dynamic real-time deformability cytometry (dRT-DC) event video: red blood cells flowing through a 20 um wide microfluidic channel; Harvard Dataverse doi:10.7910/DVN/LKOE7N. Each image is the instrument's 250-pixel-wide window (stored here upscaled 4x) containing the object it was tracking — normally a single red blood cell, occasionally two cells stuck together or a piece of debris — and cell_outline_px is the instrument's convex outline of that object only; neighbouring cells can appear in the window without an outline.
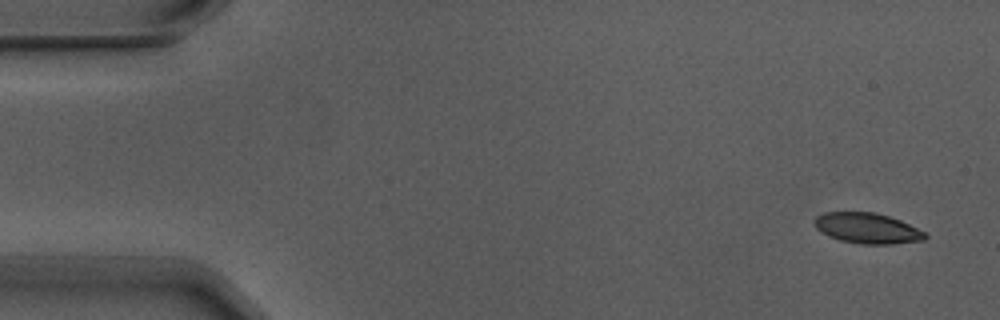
{"species": "Egyptian fruit bat (a non-hibernating species)", "species_latin": "Rousettus aegyptiacus", "temperature_condition": "warm", "stored_images_in_passage": 4, "camera_frame_rate_fps": 3000, "um_per_image_px": 0.085, "animal": {"sex": "male"}, "frame": {"image": 1, "passage_image": 1, "time_ms": 0.0, "image_size_px": [1000, 320], "cell_outline_px": [[928, 236], [924, 240], [892, 244], [860, 244], [840, 240], [828, 236], [820, 232], [816, 228], [812, 220], [816, 216], [824, 212], [876, 212], [900, 220], [924, 232]], "centroid_in_image_um": [73.67, 19.4], "position_along_channel_um": 11.3, "area_um2": 19.77}}